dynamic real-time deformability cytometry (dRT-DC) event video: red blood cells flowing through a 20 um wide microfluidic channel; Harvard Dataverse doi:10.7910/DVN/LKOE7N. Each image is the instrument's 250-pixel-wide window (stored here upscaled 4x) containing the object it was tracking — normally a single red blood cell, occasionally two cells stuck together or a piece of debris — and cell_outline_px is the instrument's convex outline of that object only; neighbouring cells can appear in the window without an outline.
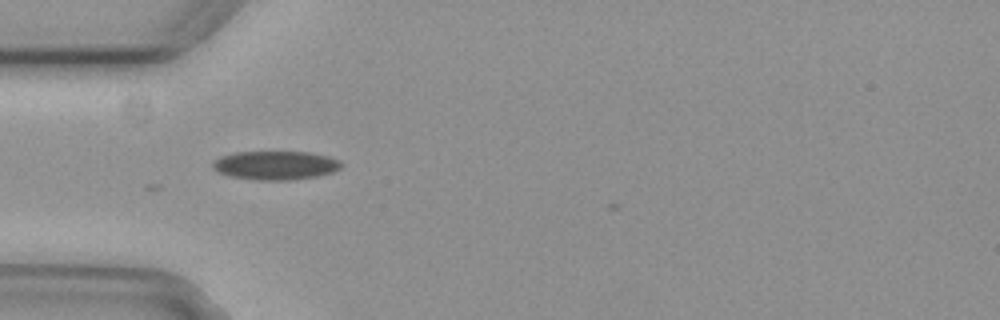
{"species": "common noctule bat (a hibernating species)", "species_latin": "Nyctalus noctula", "temperature_condition": "cold", "stored_images_in_passage": 6, "camera_frame_rate_fps": 3000, "um_per_image_px": 0.085, "animal": {"sex": "female", "body_mass_g": 29.2, "forearm_length_mm": 56.3}, "frame": {"image": 1, "passage_image": 2, "time_ms": 0.333, "image_size_px": [1000, 320], "cell_outline_px": [[344, 164], [340, 168], [332, 172], [316, 176], [292, 180], [252, 180], [232, 176], [220, 172], [212, 168], [212, 164], [220, 156], [236, 152], [308, 152], [328, 156], [340, 160]], "centroid_in_image_um": [23.44, 14.05], "position_along_channel_um": 61.6, "area_um2": 21.5}}
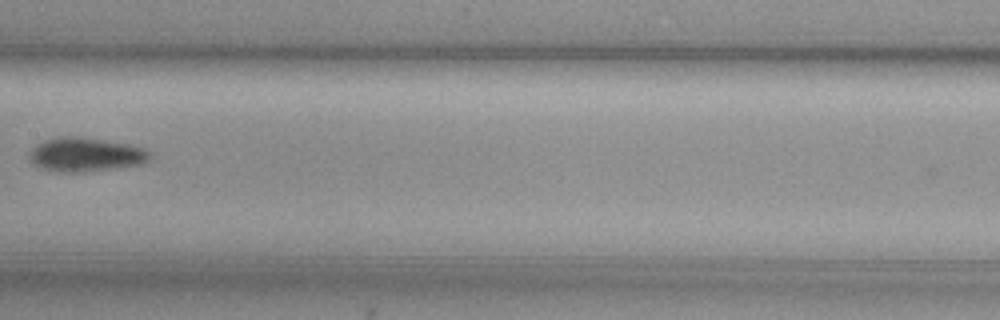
{"frame": {"image": 2, "passage_image": 5, "time_ms": 1.333, "image_size_px": [1000, 320], "cell_outline_px": [[152, 156], [148, 160], [140, 164], [76, 172], [60, 172], [44, 168], [32, 164], [28, 156], [32, 148], [36, 144], [44, 140], [60, 136], [80, 136], [128, 144], [148, 148], [152, 152]], "centroid_in_image_um": [7.27, 13.11], "position_along_channel_um": 200.1, "area_um2": 23.76}}